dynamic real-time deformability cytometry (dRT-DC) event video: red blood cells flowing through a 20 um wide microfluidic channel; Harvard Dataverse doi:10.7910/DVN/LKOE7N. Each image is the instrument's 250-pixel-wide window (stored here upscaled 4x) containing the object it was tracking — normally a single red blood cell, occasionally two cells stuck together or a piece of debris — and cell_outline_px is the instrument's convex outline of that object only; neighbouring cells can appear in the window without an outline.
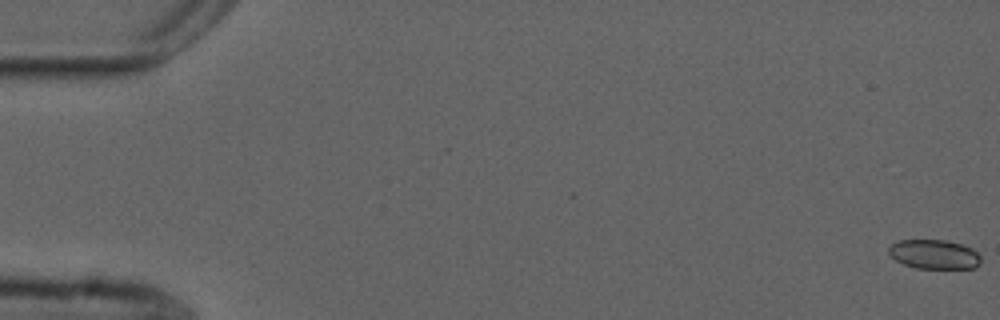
{"species": "common noctule bat (a hibernating species)", "species_latin": "Nyctalus noctula", "temperature_condition": "cold", "stored_images_in_passage": 34, "camera_frame_rate_fps": 3000, "um_per_image_px": 0.085, "animal": {"sex": "male", "forearm_length_mm": 52.5}, "frame": {"image": 1, "passage_image": 1, "time_ms": 0.0, "image_size_px": [1000, 320], "cell_outline_px": [[980, 264], [976, 268], [916, 268], [904, 264], [896, 260], [888, 252], [888, 248], [892, 244], [900, 240], [944, 240], [960, 244], [972, 248], [980, 256]], "centroid_in_image_um": [79.41, 21.62], "position_along_channel_um": 5.6, "area_um2": 15.61}}
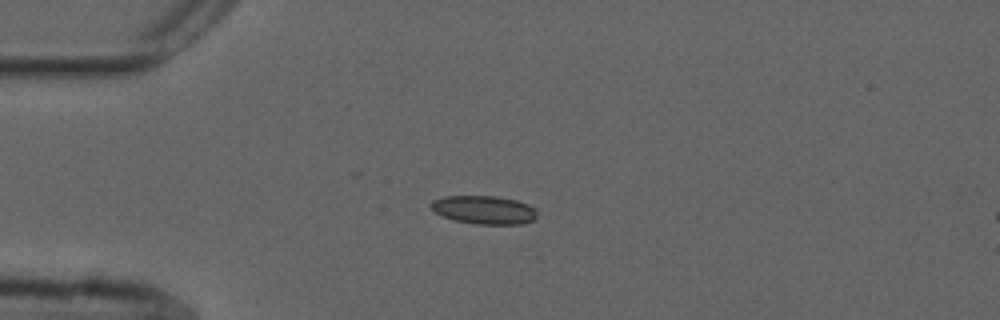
{"frame": {"image": 2, "passage_image": 15, "time_ms": 4.667, "image_size_px": [1000, 320], "cell_outline_px": [[536, 216], [532, 220], [524, 224], [476, 224], [452, 220], [436, 212], [432, 208], [432, 200], [444, 196], [496, 196], [516, 200], [528, 204], [536, 208]], "centroid_in_image_um": [41.17, 17.84], "position_along_channel_um": 43.8, "area_um2": 17.51}}
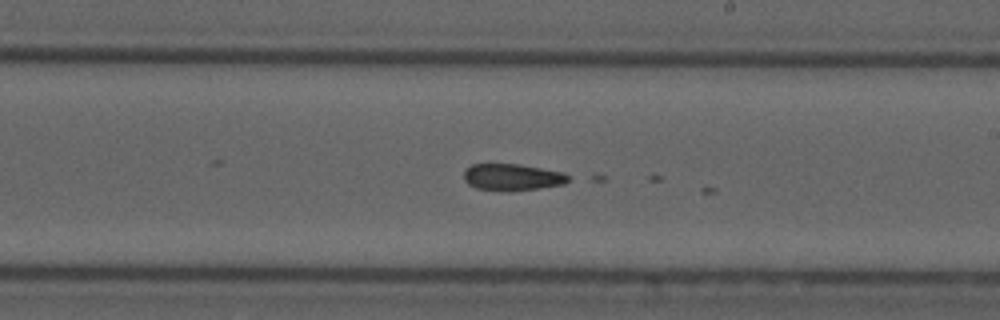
{"frame": {"image": 3, "passage_image": 33, "time_ms": 10.667, "image_size_px": [1000, 320], "cell_outline_px": [[568, 180], [564, 184], [536, 188], [476, 188], [468, 184], [464, 180], [464, 172], [472, 164], [520, 164], [564, 172], [568, 176]], "centroid_in_image_um": [43.55, 15.0], "position_along_channel_um": 245.4, "area_um2": 15.37}}